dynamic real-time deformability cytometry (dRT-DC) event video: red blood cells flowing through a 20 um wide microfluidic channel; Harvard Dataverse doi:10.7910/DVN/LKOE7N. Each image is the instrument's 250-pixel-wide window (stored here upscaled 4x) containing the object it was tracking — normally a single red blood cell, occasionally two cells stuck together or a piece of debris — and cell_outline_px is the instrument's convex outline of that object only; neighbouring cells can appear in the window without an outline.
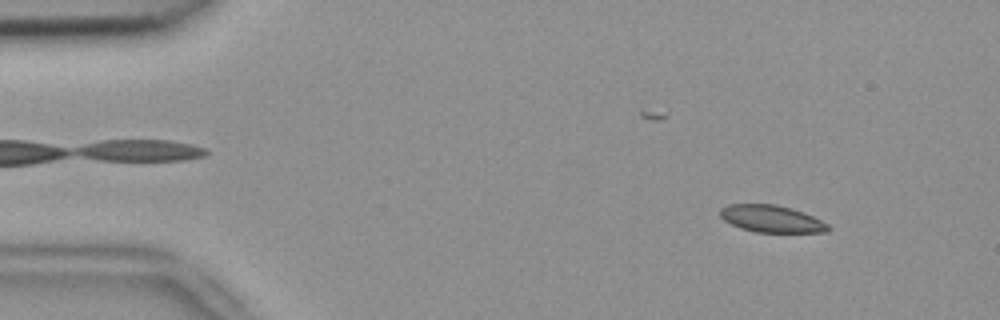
{"species": "common noctule bat (a hibernating species)", "species_latin": "Nyctalus noctula", "temperature_condition": "room temperature", "stored_images_in_passage": 33, "camera_frame_rate_fps": 3000, "um_per_image_px": 0.085, "animal": {"sex": "female", "body_mass_g": 18.4}, "frame": {"image": 1, "passage_image": 6, "time_ms": 1.667, "image_size_px": [1000, 320], "cell_outline_px": [[832, 228], [828, 232], [756, 232], [740, 228], [724, 220], [720, 216], [720, 208], [728, 204], [776, 204], [792, 208], [804, 212], [828, 224]], "centroid_in_image_um": [65.58, 18.59], "position_along_channel_um": 19.4, "area_um2": 17.11}}
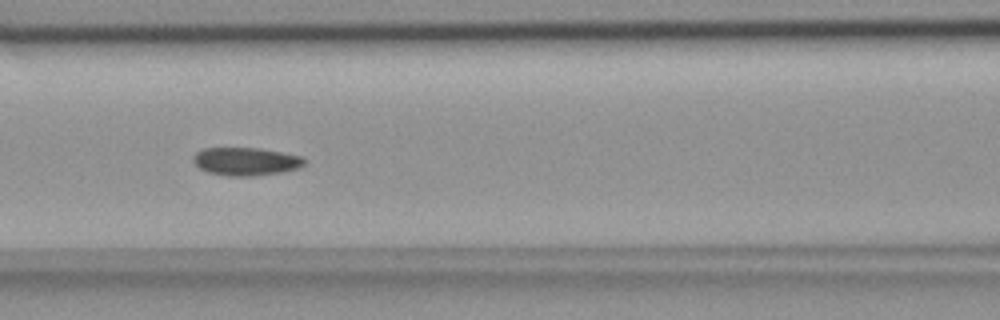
{"frame": {"image": 2, "passage_image": 23, "time_ms": 7.333, "image_size_px": [1000, 320], "cell_outline_px": [[308, 160], [300, 168], [284, 172], [252, 176], [228, 176], [208, 172], [200, 168], [192, 160], [192, 156], [196, 152], [204, 148], [260, 148], [304, 156]], "centroid_in_image_um": [20.95, 13.72], "position_along_channel_um": 145.6, "area_um2": 18.44}}
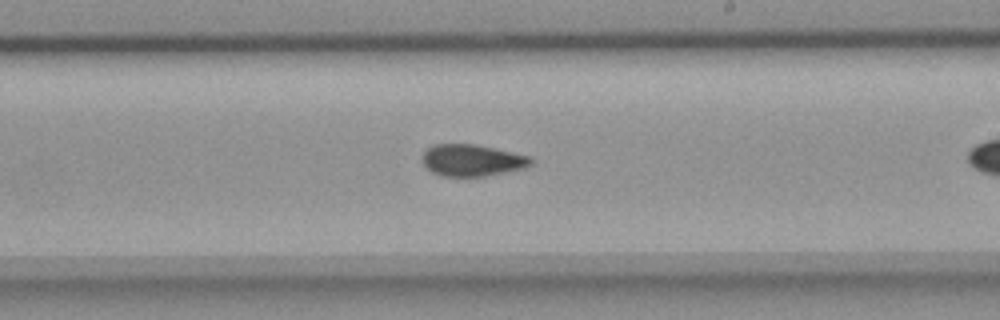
{"frame": {"image": 3, "passage_image": 33, "time_ms": 10.667, "image_size_px": [1000, 320], "cell_outline_px": [[532, 164], [524, 168], [484, 176], [440, 176], [432, 172], [420, 160], [424, 152], [432, 144], [476, 144], [512, 152], [528, 156], [532, 160]], "centroid_in_image_um": [40.08, 13.62], "position_along_channel_um": 248.9, "area_um2": 20.0}}